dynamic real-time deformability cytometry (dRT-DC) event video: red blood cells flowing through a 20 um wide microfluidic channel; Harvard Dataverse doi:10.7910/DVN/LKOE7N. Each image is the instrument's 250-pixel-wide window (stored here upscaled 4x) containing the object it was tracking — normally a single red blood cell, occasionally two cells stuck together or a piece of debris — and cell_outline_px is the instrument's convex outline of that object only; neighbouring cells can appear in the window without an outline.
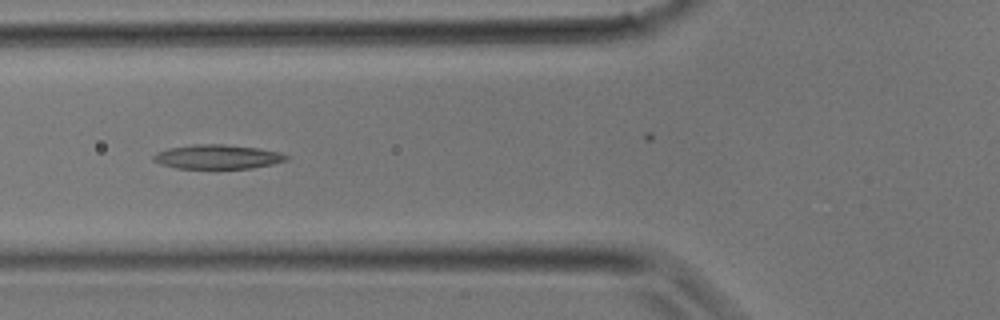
{"species": "common noctule bat (a hibernating species)", "species_latin": "Nyctalus noctula", "temperature_condition": "room temperature", "stored_images_in_passage": 15, "camera_frame_rate_fps": 3000, "um_per_image_px": 0.085, "animal": {"sex": "male", "body_mass_g": 17.9}, "frame": {"image": 1, "passage_image": 5, "time_ms": 1.333, "image_size_px": [1000, 320], "cell_outline_px": [[288, 160], [272, 164], [252, 168], [216, 172], [176, 168], [160, 164], [152, 160], [152, 156], [156, 152], [168, 148], [196, 144], [224, 144], [260, 148], [280, 152], [288, 156]], "centroid_in_image_um": [18.46, 13.38], "position_along_channel_um": 107.3, "area_um2": 19.94}}
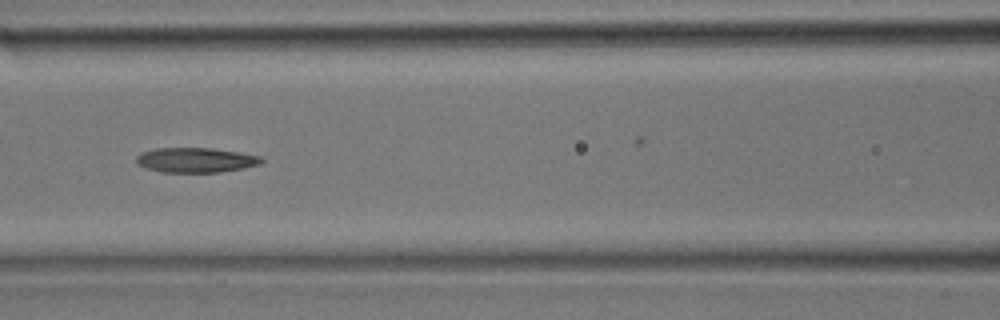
{"frame": {"image": 2, "passage_image": 7, "time_ms": 2.0, "image_size_px": [1000, 320], "cell_outline_px": [[264, 160], [260, 164], [244, 168], [220, 172], [164, 172], [148, 168], [136, 164], [136, 156], [140, 152], [156, 148], [212, 148], [240, 152], [260, 156]], "centroid_in_image_um": [16.64, 13.6], "position_along_channel_um": 150.0, "area_um2": 18.15}}